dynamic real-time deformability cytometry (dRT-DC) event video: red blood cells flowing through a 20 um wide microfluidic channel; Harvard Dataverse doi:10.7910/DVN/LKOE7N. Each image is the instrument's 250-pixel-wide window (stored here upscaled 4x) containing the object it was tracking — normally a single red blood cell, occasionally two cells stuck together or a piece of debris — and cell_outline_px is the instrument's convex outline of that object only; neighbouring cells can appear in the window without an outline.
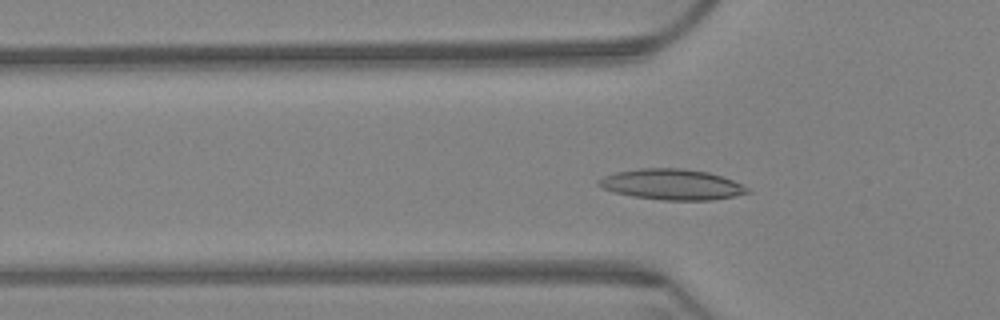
{"species": "Egyptian fruit bat (a non-hibernating species)", "species_latin": "Rousettus aegyptiacus", "temperature_condition": "warm", "stored_images_in_passage": 63, "camera_frame_rate_fps": 3000, "um_per_image_px": 0.085, "animal": {"sex": "female"}, "frame": {"image": 1, "passage_image": 20, "time_ms": 6.333, "image_size_px": [1000, 320], "cell_outline_px": [[752, 192], [736, 196], [712, 200], [664, 200], [632, 196], [616, 192], [604, 188], [596, 184], [596, 180], [604, 176], [616, 172], [640, 168], [684, 168], [708, 172], [732, 180], [748, 188]], "centroid_in_image_um": [57.11, 15.67], "position_along_channel_um": 68.7, "area_um2": 26.53}}
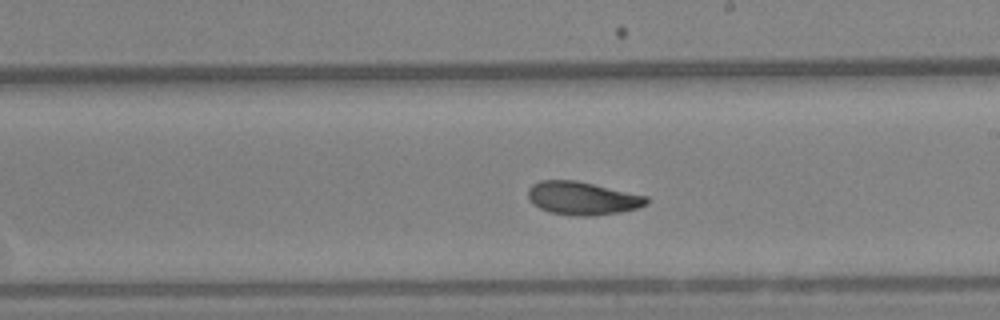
{"frame": {"image": 2, "passage_image": 36, "time_ms": 11.667, "image_size_px": [1000, 320], "cell_outline_px": [[648, 204], [636, 208], [620, 212], [592, 216], [576, 216], [548, 212], [532, 204], [528, 196], [528, 188], [532, 184], [540, 180], [576, 180], [648, 196]], "centroid_in_image_um": [49.49, 16.85], "position_along_channel_um": 239.5, "area_um2": 23.0}}
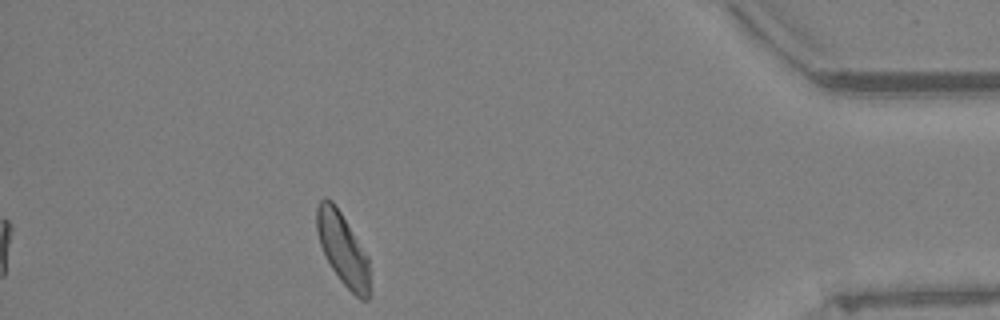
{"frame": {"image": 3, "passage_image": 56, "time_ms": 18.333, "image_size_px": [1000, 320], "cell_outline_px": [[368, 300], [360, 300], [340, 280], [332, 268], [320, 244], [316, 228], [316, 208], [320, 200], [324, 196], [332, 200], [340, 212], [368, 256]], "centroid_in_image_um": [29.1, 21.12], "position_along_channel_um": 406.1, "area_um2": 21.79}, "authors_computed_cell_mechanics": {"area_um2": 23.0044, "velocity_mm_per_s": 3.2165, "shape_relaxation_time_tau1_ms": 5.7571, "shape_relaxation_time_tau2_ms": 4.1342, "deformation_change_tau1": 0.1388, "deformation_change_tau2": 0.0986}}